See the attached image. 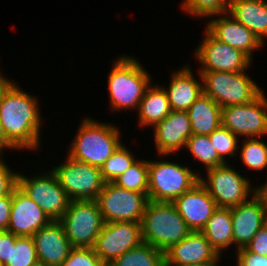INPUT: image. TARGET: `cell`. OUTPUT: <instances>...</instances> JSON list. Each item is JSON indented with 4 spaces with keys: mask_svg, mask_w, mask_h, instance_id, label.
<instances>
[{
    "mask_svg": "<svg viewBox=\"0 0 267 266\" xmlns=\"http://www.w3.org/2000/svg\"><path fill=\"white\" fill-rule=\"evenodd\" d=\"M121 127L111 122H102L95 117L85 116L81 119L76 134L67 145L66 155L72 159L101 168L103 163L123 143ZM122 137V138H121Z\"/></svg>",
    "mask_w": 267,
    "mask_h": 266,
    "instance_id": "cell-3",
    "label": "cell"
},
{
    "mask_svg": "<svg viewBox=\"0 0 267 266\" xmlns=\"http://www.w3.org/2000/svg\"><path fill=\"white\" fill-rule=\"evenodd\" d=\"M203 32L192 53L198 62L196 71L240 72L253 67V62L240 50L220 42L206 29Z\"/></svg>",
    "mask_w": 267,
    "mask_h": 266,
    "instance_id": "cell-12",
    "label": "cell"
},
{
    "mask_svg": "<svg viewBox=\"0 0 267 266\" xmlns=\"http://www.w3.org/2000/svg\"><path fill=\"white\" fill-rule=\"evenodd\" d=\"M193 70L190 62L174 69L170 74L168 86L165 84L162 86L167 93L171 110L187 111L203 94L201 74L197 71L198 73L194 75L195 70L194 72Z\"/></svg>",
    "mask_w": 267,
    "mask_h": 266,
    "instance_id": "cell-21",
    "label": "cell"
},
{
    "mask_svg": "<svg viewBox=\"0 0 267 266\" xmlns=\"http://www.w3.org/2000/svg\"><path fill=\"white\" fill-rule=\"evenodd\" d=\"M227 13L252 31L266 45L267 0H233L229 2Z\"/></svg>",
    "mask_w": 267,
    "mask_h": 266,
    "instance_id": "cell-23",
    "label": "cell"
},
{
    "mask_svg": "<svg viewBox=\"0 0 267 266\" xmlns=\"http://www.w3.org/2000/svg\"><path fill=\"white\" fill-rule=\"evenodd\" d=\"M141 231L143 242L164 253L192 232L173 203L153 201L146 204Z\"/></svg>",
    "mask_w": 267,
    "mask_h": 266,
    "instance_id": "cell-5",
    "label": "cell"
},
{
    "mask_svg": "<svg viewBox=\"0 0 267 266\" xmlns=\"http://www.w3.org/2000/svg\"><path fill=\"white\" fill-rule=\"evenodd\" d=\"M193 134L210 135L222 125V108L208 95H200L187 110Z\"/></svg>",
    "mask_w": 267,
    "mask_h": 266,
    "instance_id": "cell-25",
    "label": "cell"
},
{
    "mask_svg": "<svg viewBox=\"0 0 267 266\" xmlns=\"http://www.w3.org/2000/svg\"><path fill=\"white\" fill-rule=\"evenodd\" d=\"M149 158L139 157L135 163L113 183L118 187L144 193L148 196Z\"/></svg>",
    "mask_w": 267,
    "mask_h": 266,
    "instance_id": "cell-30",
    "label": "cell"
},
{
    "mask_svg": "<svg viewBox=\"0 0 267 266\" xmlns=\"http://www.w3.org/2000/svg\"><path fill=\"white\" fill-rule=\"evenodd\" d=\"M209 139L218 153V156L225 163H230L229 161H231V159L233 162L237 160L236 157L240 139L234 133L221 125L209 135Z\"/></svg>",
    "mask_w": 267,
    "mask_h": 266,
    "instance_id": "cell-33",
    "label": "cell"
},
{
    "mask_svg": "<svg viewBox=\"0 0 267 266\" xmlns=\"http://www.w3.org/2000/svg\"><path fill=\"white\" fill-rule=\"evenodd\" d=\"M266 181L256 185V194L263 200L265 206L267 207V176Z\"/></svg>",
    "mask_w": 267,
    "mask_h": 266,
    "instance_id": "cell-42",
    "label": "cell"
},
{
    "mask_svg": "<svg viewBox=\"0 0 267 266\" xmlns=\"http://www.w3.org/2000/svg\"><path fill=\"white\" fill-rule=\"evenodd\" d=\"M4 266H40L33 237H18Z\"/></svg>",
    "mask_w": 267,
    "mask_h": 266,
    "instance_id": "cell-34",
    "label": "cell"
},
{
    "mask_svg": "<svg viewBox=\"0 0 267 266\" xmlns=\"http://www.w3.org/2000/svg\"><path fill=\"white\" fill-rule=\"evenodd\" d=\"M57 164L51 167V171L71 201L97 200L106 183L100 168L72 159L66 154Z\"/></svg>",
    "mask_w": 267,
    "mask_h": 266,
    "instance_id": "cell-8",
    "label": "cell"
},
{
    "mask_svg": "<svg viewBox=\"0 0 267 266\" xmlns=\"http://www.w3.org/2000/svg\"><path fill=\"white\" fill-rule=\"evenodd\" d=\"M222 257L201 232L192 231L165 252L164 264H221Z\"/></svg>",
    "mask_w": 267,
    "mask_h": 266,
    "instance_id": "cell-20",
    "label": "cell"
},
{
    "mask_svg": "<svg viewBox=\"0 0 267 266\" xmlns=\"http://www.w3.org/2000/svg\"><path fill=\"white\" fill-rule=\"evenodd\" d=\"M6 74H2L0 76V99L2 94L4 93V91L6 90V88L14 81V78H8L7 76H5Z\"/></svg>",
    "mask_w": 267,
    "mask_h": 266,
    "instance_id": "cell-43",
    "label": "cell"
},
{
    "mask_svg": "<svg viewBox=\"0 0 267 266\" xmlns=\"http://www.w3.org/2000/svg\"><path fill=\"white\" fill-rule=\"evenodd\" d=\"M211 246L223 257L233 248V227L230 208H217L201 231Z\"/></svg>",
    "mask_w": 267,
    "mask_h": 266,
    "instance_id": "cell-26",
    "label": "cell"
},
{
    "mask_svg": "<svg viewBox=\"0 0 267 266\" xmlns=\"http://www.w3.org/2000/svg\"><path fill=\"white\" fill-rule=\"evenodd\" d=\"M48 172H47V171ZM27 176L18 172V187L52 220L58 221L67 211L70 199L51 169Z\"/></svg>",
    "mask_w": 267,
    "mask_h": 266,
    "instance_id": "cell-10",
    "label": "cell"
},
{
    "mask_svg": "<svg viewBox=\"0 0 267 266\" xmlns=\"http://www.w3.org/2000/svg\"><path fill=\"white\" fill-rule=\"evenodd\" d=\"M12 206V195L0 196V231L7 230Z\"/></svg>",
    "mask_w": 267,
    "mask_h": 266,
    "instance_id": "cell-40",
    "label": "cell"
},
{
    "mask_svg": "<svg viewBox=\"0 0 267 266\" xmlns=\"http://www.w3.org/2000/svg\"><path fill=\"white\" fill-rule=\"evenodd\" d=\"M6 150L10 152L13 151L14 153L18 149L6 138L3 128H2L1 120H0V155H5L7 152ZM4 151H5V154H4Z\"/></svg>",
    "mask_w": 267,
    "mask_h": 266,
    "instance_id": "cell-41",
    "label": "cell"
},
{
    "mask_svg": "<svg viewBox=\"0 0 267 266\" xmlns=\"http://www.w3.org/2000/svg\"><path fill=\"white\" fill-rule=\"evenodd\" d=\"M180 4V10L187 16L204 20L212 15L227 13L229 0H181Z\"/></svg>",
    "mask_w": 267,
    "mask_h": 266,
    "instance_id": "cell-32",
    "label": "cell"
},
{
    "mask_svg": "<svg viewBox=\"0 0 267 266\" xmlns=\"http://www.w3.org/2000/svg\"><path fill=\"white\" fill-rule=\"evenodd\" d=\"M52 220L18 186L12 192V206L7 231L20 237H32Z\"/></svg>",
    "mask_w": 267,
    "mask_h": 266,
    "instance_id": "cell-18",
    "label": "cell"
},
{
    "mask_svg": "<svg viewBox=\"0 0 267 266\" xmlns=\"http://www.w3.org/2000/svg\"><path fill=\"white\" fill-rule=\"evenodd\" d=\"M153 131V132H152ZM154 137L155 154L178 155L192 136L191 122L187 111L172 110L151 130Z\"/></svg>",
    "mask_w": 267,
    "mask_h": 266,
    "instance_id": "cell-16",
    "label": "cell"
},
{
    "mask_svg": "<svg viewBox=\"0 0 267 266\" xmlns=\"http://www.w3.org/2000/svg\"><path fill=\"white\" fill-rule=\"evenodd\" d=\"M186 149V150H185ZM184 150L190 153L192 160H196L204 170L226 164L213 147L209 135L192 136L187 140Z\"/></svg>",
    "mask_w": 267,
    "mask_h": 266,
    "instance_id": "cell-29",
    "label": "cell"
},
{
    "mask_svg": "<svg viewBox=\"0 0 267 266\" xmlns=\"http://www.w3.org/2000/svg\"><path fill=\"white\" fill-rule=\"evenodd\" d=\"M61 266H108L96 255L94 248L73 247Z\"/></svg>",
    "mask_w": 267,
    "mask_h": 266,
    "instance_id": "cell-35",
    "label": "cell"
},
{
    "mask_svg": "<svg viewBox=\"0 0 267 266\" xmlns=\"http://www.w3.org/2000/svg\"><path fill=\"white\" fill-rule=\"evenodd\" d=\"M126 143L123 142L101 166L100 171L105 182H114L138 159L137 154Z\"/></svg>",
    "mask_w": 267,
    "mask_h": 266,
    "instance_id": "cell-31",
    "label": "cell"
},
{
    "mask_svg": "<svg viewBox=\"0 0 267 266\" xmlns=\"http://www.w3.org/2000/svg\"><path fill=\"white\" fill-rule=\"evenodd\" d=\"M156 156H158V158L154 156L156 160L149 159V201L173 203L200 181L202 173L199 171L200 168L193 169L189 166L188 160L186 162L188 165H183L179 161H170L171 157L177 155L156 154Z\"/></svg>",
    "mask_w": 267,
    "mask_h": 266,
    "instance_id": "cell-4",
    "label": "cell"
},
{
    "mask_svg": "<svg viewBox=\"0 0 267 266\" xmlns=\"http://www.w3.org/2000/svg\"><path fill=\"white\" fill-rule=\"evenodd\" d=\"M111 64L106 81L109 111L113 114L124 111L135 113L146 89L153 82L151 73L134 55L121 54Z\"/></svg>",
    "mask_w": 267,
    "mask_h": 266,
    "instance_id": "cell-2",
    "label": "cell"
},
{
    "mask_svg": "<svg viewBox=\"0 0 267 266\" xmlns=\"http://www.w3.org/2000/svg\"><path fill=\"white\" fill-rule=\"evenodd\" d=\"M252 102L222 107V126L239 139L267 136V94Z\"/></svg>",
    "mask_w": 267,
    "mask_h": 266,
    "instance_id": "cell-13",
    "label": "cell"
},
{
    "mask_svg": "<svg viewBox=\"0 0 267 266\" xmlns=\"http://www.w3.org/2000/svg\"><path fill=\"white\" fill-rule=\"evenodd\" d=\"M222 264H187V265H176V264H164V266H221Z\"/></svg>",
    "mask_w": 267,
    "mask_h": 266,
    "instance_id": "cell-44",
    "label": "cell"
},
{
    "mask_svg": "<svg viewBox=\"0 0 267 266\" xmlns=\"http://www.w3.org/2000/svg\"><path fill=\"white\" fill-rule=\"evenodd\" d=\"M96 201L105 223H141L149 200L144 193L126 190L113 182H106Z\"/></svg>",
    "mask_w": 267,
    "mask_h": 266,
    "instance_id": "cell-11",
    "label": "cell"
},
{
    "mask_svg": "<svg viewBox=\"0 0 267 266\" xmlns=\"http://www.w3.org/2000/svg\"><path fill=\"white\" fill-rule=\"evenodd\" d=\"M233 255L236 257L231 259L234 260L233 266H267V256L249 252L245 248L236 250Z\"/></svg>",
    "mask_w": 267,
    "mask_h": 266,
    "instance_id": "cell-37",
    "label": "cell"
},
{
    "mask_svg": "<svg viewBox=\"0 0 267 266\" xmlns=\"http://www.w3.org/2000/svg\"><path fill=\"white\" fill-rule=\"evenodd\" d=\"M142 242L141 223L111 222L104 223L93 248L100 260L110 265L116 258Z\"/></svg>",
    "mask_w": 267,
    "mask_h": 266,
    "instance_id": "cell-14",
    "label": "cell"
},
{
    "mask_svg": "<svg viewBox=\"0 0 267 266\" xmlns=\"http://www.w3.org/2000/svg\"><path fill=\"white\" fill-rule=\"evenodd\" d=\"M18 237L7 230L0 231V262L3 265L10 260L11 245H15Z\"/></svg>",
    "mask_w": 267,
    "mask_h": 266,
    "instance_id": "cell-39",
    "label": "cell"
},
{
    "mask_svg": "<svg viewBox=\"0 0 267 266\" xmlns=\"http://www.w3.org/2000/svg\"><path fill=\"white\" fill-rule=\"evenodd\" d=\"M233 251L245 248L260 228L267 223V207L255 194L246 203L231 207Z\"/></svg>",
    "mask_w": 267,
    "mask_h": 266,
    "instance_id": "cell-17",
    "label": "cell"
},
{
    "mask_svg": "<svg viewBox=\"0 0 267 266\" xmlns=\"http://www.w3.org/2000/svg\"><path fill=\"white\" fill-rule=\"evenodd\" d=\"M206 20L205 29L217 40L244 53L254 62L253 52L263 50L264 44L256 35L230 14L212 15Z\"/></svg>",
    "mask_w": 267,
    "mask_h": 266,
    "instance_id": "cell-15",
    "label": "cell"
},
{
    "mask_svg": "<svg viewBox=\"0 0 267 266\" xmlns=\"http://www.w3.org/2000/svg\"><path fill=\"white\" fill-rule=\"evenodd\" d=\"M24 91L14 80L0 99V120L6 138L19 150L39 152L44 128L39 95ZM42 134V135H41Z\"/></svg>",
    "mask_w": 267,
    "mask_h": 266,
    "instance_id": "cell-1",
    "label": "cell"
},
{
    "mask_svg": "<svg viewBox=\"0 0 267 266\" xmlns=\"http://www.w3.org/2000/svg\"><path fill=\"white\" fill-rule=\"evenodd\" d=\"M166 91L160 84L151 85L146 89L137 109V123L139 129L151 127V129L171 112Z\"/></svg>",
    "mask_w": 267,
    "mask_h": 266,
    "instance_id": "cell-24",
    "label": "cell"
},
{
    "mask_svg": "<svg viewBox=\"0 0 267 266\" xmlns=\"http://www.w3.org/2000/svg\"><path fill=\"white\" fill-rule=\"evenodd\" d=\"M240 72L199 71L202 77L203 93L221 108L252 102L262 92L259 83L248 74Z\"/></svg>",
    "mask_w": 267,
    "mask_h": 266,
    "instance_id": "cell-6",
    "label": "cell"
},
{
    "mask_svg": "<svg viewBox=\"0 0 267 266\" xmlns=\"http://www.w3.org/2000/svg\"><path fill=\"white\" fill-rule=\"evenodd\" d=\"M245 249L258 255L267 256V223L254 235Z\"/></svg>",
    "mask_w": 267,
    "mask_h": 266,
    "instance_id": "cell-38",
    "label": "cell"
},
{
    "mask_svg": "<svg viewBox=\"0 0 267 266\" xmlns=\"http://www.w3.org/2000/svg\"><path fill=\"white\" fill-rule=\"evenodd\" d=\"M173 204L191 231H202L218 206L199 181Z\"/></svg>",
    "mask_w": 267,
    "mask_h": 266,
    "instance_id": "cell-19",
    "label": "cell"
},
{
    "mask_svg": "<svg viewBox=\"0 0 267 266\" xmlns=\"http://www.w3.org/2000/svg\"><path fill=\"white\" fill-rule=\"evenodd\" d=\"M32 237L40 266H61L73 248L59 221H51Z\"/></svg>",
    "mask_w": 267,
    "mask_h": 266,
    "instance_id": "cell-22",
    "label": "cell"
},
{
    "mask_svg": "<svg viewBox=\"0 0 267 266\" xmlns=\"http://www.w3.org/2000/svg\"><path fill=\"white\" fill-rule=\"evenodd\" d=\"M73 247L93 248L104 226L96 200L70 201L66 213L58 220Z\"/></svg>",
    "mask_w": 267,
    "mask_h": 266,
    "instance_id": "cell-9",
    "label": "cell"
},
{
    "mask_svg": "<svg viewBox=\"0 0 267 266\" xmlns=\"http://www.w3.org/2000/svg\"><path fill=\"white\" fill-rule=\"evenodd\" d=\"M267 140L264 137L240 139L237 157L249 172L267 170ZM244 164V165H243ZM267 174V171L265 172Z\"/></svg>",
    "mask_w": 267,
    "mask_h": 266,
    "instance_id": "cell-27",
    "label": "cell"
},
{
    "mask_svg": "<svg viewBox=\"0 0 267 266\" xmlns=\"http://www.w3.org/2000/svg\"><path fill=\"white\" fill-rule=\"evenodd\" d=\"M1 63V62H0ZM4 73V70L2 72V68H0V76Z\"/></svg>",
    "mask_w": 267,
    "mask_h": 266,
    "instance_id": "cell-45",
    "label": "cell"
},
{
    "mask_svg": "<svg viewBox=\"0 0 267 266\" xmlns=\"http://www.w3.org/2000/svg\"><path fill=\"white\" fill-rule=\"evenodd\" d=\"M230 164L209 168L203 172L205 175H200V182L215 200L218 208L238 206L256 194L257 189L252 179L242 175L240 169H235L234 163Z\"/></svg>",
    "mask_w": 267,
    "mask_h": 266,
    "instance_id": "cell-7",
    "label": "cell"
},
{
    "mask_svg": "<svg viewBox=\"0 0 267 266\" xmlns=\"http://www.w3.org/2000/svg\"><path fill=\"white\" fill-rule=\"evenodd\" d=\"M4 155H0V196L12 195L13 190L18 186V171H14Z\"/></svg>",
    "mask_w": 267,
    "mask_h": 266,
    "instance_id": "cell-36",
    "label": "cell"
},
{
    "mask_svg": "<svg viewBox=\"0 0 267 266\" xmlns=\"http://www.w3.org/2000/svg\"><path fill=\"white\" fill-rule=\"evenodd\" d=\"M165 253L148 243L128 250L108 266H164Z\"/></svg>",
    "mask_w": 267,
    "mask_h": 266,
    "instance_id": "cell-28",
    "label": "cell"
}]
</instances>
